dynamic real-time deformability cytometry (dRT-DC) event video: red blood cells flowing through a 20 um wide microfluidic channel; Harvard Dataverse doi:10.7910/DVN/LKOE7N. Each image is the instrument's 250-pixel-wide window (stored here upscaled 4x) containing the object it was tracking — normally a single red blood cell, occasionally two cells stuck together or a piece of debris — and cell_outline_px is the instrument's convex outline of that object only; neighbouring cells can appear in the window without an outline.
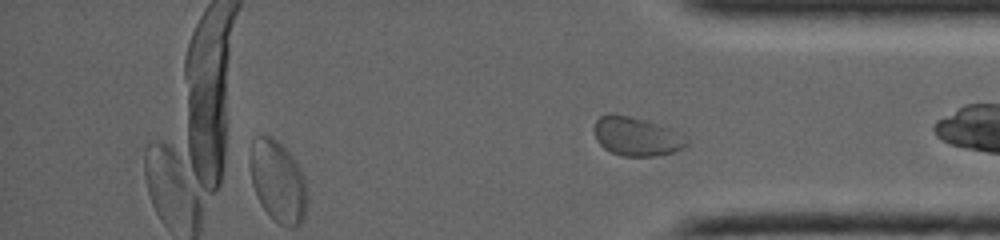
{"species": "common noctule bat (a hibernating species)", "species_latin": "Nyctalus noctula", "temperature_condition": "warm", "stored_images_in_passage": 31, "camera_frame_rate_fps": 5000, "um_per_image_px": 0.085, "animal": {"sex": "female", "body_mass_g": 19.0, "forearm_length_mm": 53.3}, "frame": {"image": 1, "passage_image": 31, "time_ms": 6.6, "image_size_px": [1000, 240], "cell_outline_px": [[688, 144], [672, 152], [660, 156], [624, 156], [612, 152], [604, 148], [596, 140], [592, 128], [596, 120], [600, 116], [608, 112], [612, 112], [628, 116], [656, 124], [688, 140]], "centroid_in_image_um": [53.97, 11.6], "position_along_channel_um": 381.2, "area_um2": 20.46}}